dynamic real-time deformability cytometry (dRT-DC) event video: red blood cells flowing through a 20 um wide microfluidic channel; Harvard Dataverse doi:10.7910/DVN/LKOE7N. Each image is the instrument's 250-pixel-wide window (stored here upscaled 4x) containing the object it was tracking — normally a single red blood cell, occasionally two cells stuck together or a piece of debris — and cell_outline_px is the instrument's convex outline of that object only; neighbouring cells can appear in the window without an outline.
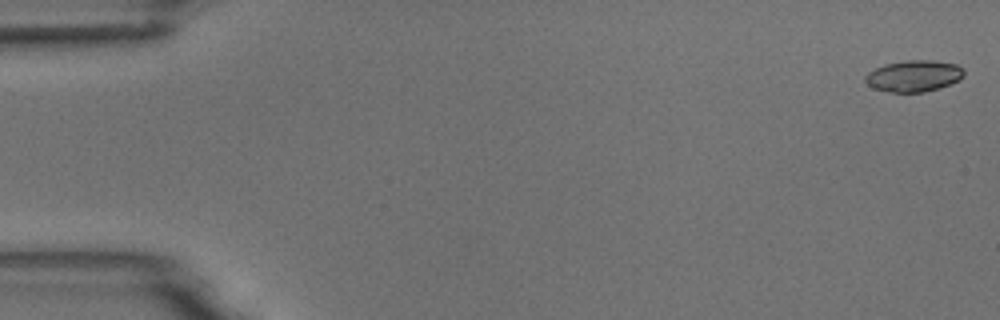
{"species": "common noctule bat (a hibernating species)", "species_latin": "Nyctalus noctula", "temperature_condition": "room temperature", "stored_images_in_passage": 7, "camera_frame_rate_fps": 3000, "um_per_image_px": 0.085, "animal": {"sex": "male", "body_mass_g": 18.8}, "frame": {"image": 1, "passage_image": 1, "time_ms": 0.0, "image_size_px": [1000, 320], "cell_outline_px": [[964, 76], [960, 80], [924, 92], [892, 92], [872, 88], [864, 80], [864, 76], [868, 72], [884, 64], [908, 60], [932, 60], [956, 64], [964, 68]], "centroid_in_image_um": [77.67, 6.45], "position_along_channel_um": 7.3, "area_um2": 18.03}}
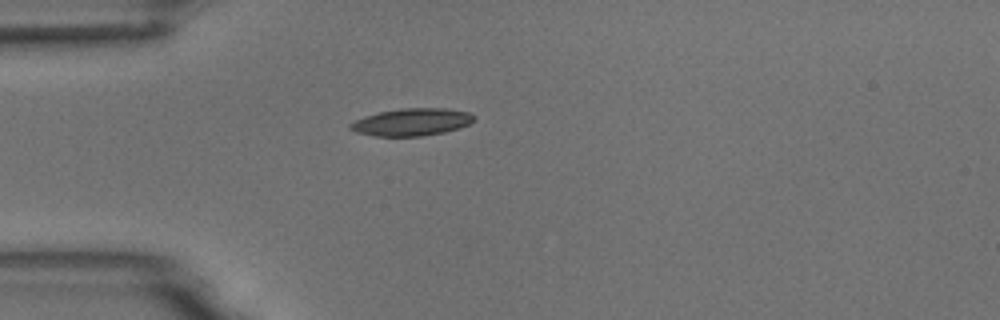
{"frame": {"image": 2, "passage_image": 5, "time_ms": 4.667, "image_size_px": [1000, 320], "cell_outline_px": [[476, 120], [460, 128], [444, 132], [420, 136], [376, 136], [356, 132], [348, 128], [348, 124], [364, 116], [380, 112], [400, 108], [444, 108], [468, 112], [476, 116]], "centroid_in_image_um": [35.01, 10.37], "position_along_channel_um": 50.0, "area_um2": 19.77}}